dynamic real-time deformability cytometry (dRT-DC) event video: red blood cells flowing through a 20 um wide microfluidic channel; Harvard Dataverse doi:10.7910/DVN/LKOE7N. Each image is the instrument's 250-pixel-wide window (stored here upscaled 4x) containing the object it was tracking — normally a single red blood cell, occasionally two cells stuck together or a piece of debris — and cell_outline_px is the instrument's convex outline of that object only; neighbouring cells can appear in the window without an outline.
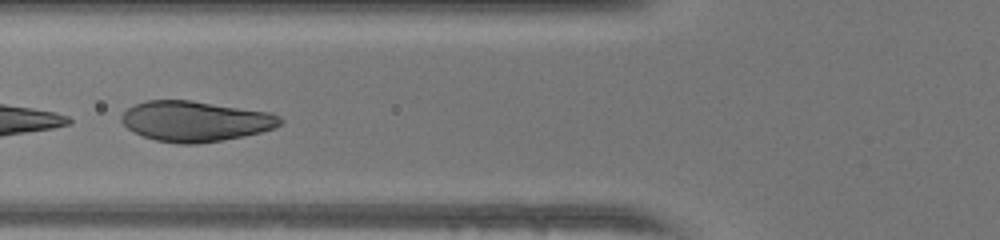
{"species": "human", "species_latin": "Homo sapiens", "temperature_condition": "warm", "stored_images_in_passage": 25, "camera_frame_rate_fps": 3000, "um_per_image_px": 0.085, "donor": {"sex": "female"}, "frame": {"image": 1, "passage_image": 19, "time_ms": 6.0, "image_size_px": [1000, 240], "cell_outline_px": [[284, 120], [276, 128], [244, 136], [196, 144], [180, 144], [156, 140], [144, 136], [128, 128], [120, 120], [120, 116], [128, 108], [144, 100], [192, 100], [272, 112], [280, 116]], "centroid_in_image_um": [16.64, 10.29], "position_along_channel_um": 109.2, "area_um2": 37.45}}
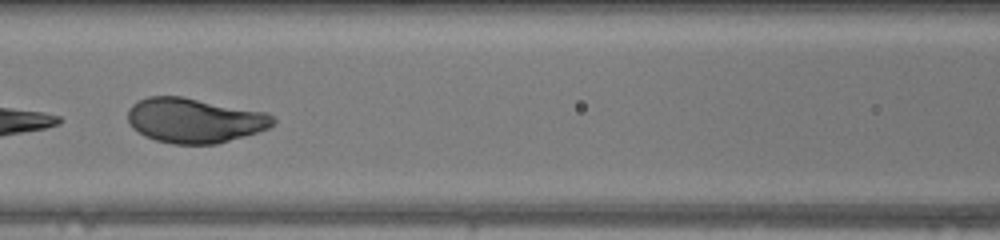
{"frame": {"image": 2, "passage_image": 22, "time_ms": 7.0, "image_size_px": [1000, 240], "cell_outline_px": [[276, 120], [268, 128], [244, 136], [216, 144], [172, 144], [156, 140], [144, 136], [132, 128], [128, 124], [128, 108], [132, 104], [148, 96], [184, 96], [268, 112]], "centroid_in_image_um": [16.51, 10.22], "position_along_channel_um": 150.1, "area_um2": 38.21}}